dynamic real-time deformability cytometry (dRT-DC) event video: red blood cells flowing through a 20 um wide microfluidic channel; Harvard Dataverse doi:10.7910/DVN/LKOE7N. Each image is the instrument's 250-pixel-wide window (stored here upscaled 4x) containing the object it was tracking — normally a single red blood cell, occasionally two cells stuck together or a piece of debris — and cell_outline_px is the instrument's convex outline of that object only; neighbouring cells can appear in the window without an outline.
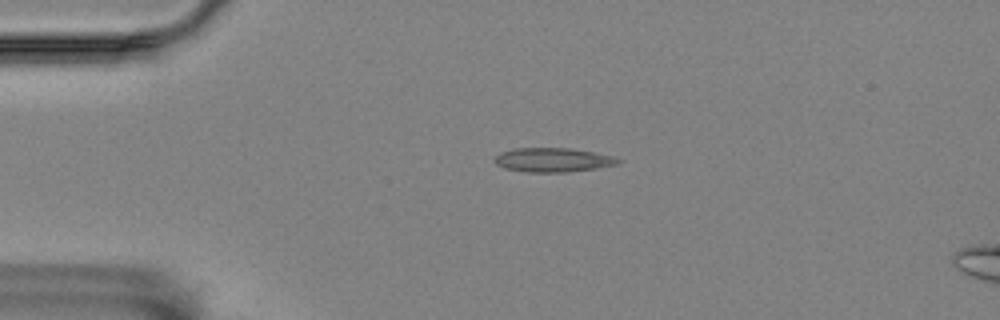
{"species": "Egyptian fruit bat (a non-hibernating species)", "species_latin": "Rousettus aegyptiacus", "temperature_condition": "room temperature", "stored_images_in_passage": 4, "camera_frame_rate_fps": 3000, "um_per_image_px": 0.085, "animal": {"sex": "female"}, "frame": {"image": 1, "passage_image": 2, "time_ms": 0.333, "image_size_px": [1000, 320], "cell_outline_px": [[624, 160], [620, 164], [596, 168], [568, 172], [524, 172], [504, 168], [496, 164], [492, 160], [500, 152], [516, 148], [572, 148], [616, 156]], "centroid_in_image_um": [47.04, 13.59], "position_along_channel_um": 38.0, "area_um2": 17.69}}